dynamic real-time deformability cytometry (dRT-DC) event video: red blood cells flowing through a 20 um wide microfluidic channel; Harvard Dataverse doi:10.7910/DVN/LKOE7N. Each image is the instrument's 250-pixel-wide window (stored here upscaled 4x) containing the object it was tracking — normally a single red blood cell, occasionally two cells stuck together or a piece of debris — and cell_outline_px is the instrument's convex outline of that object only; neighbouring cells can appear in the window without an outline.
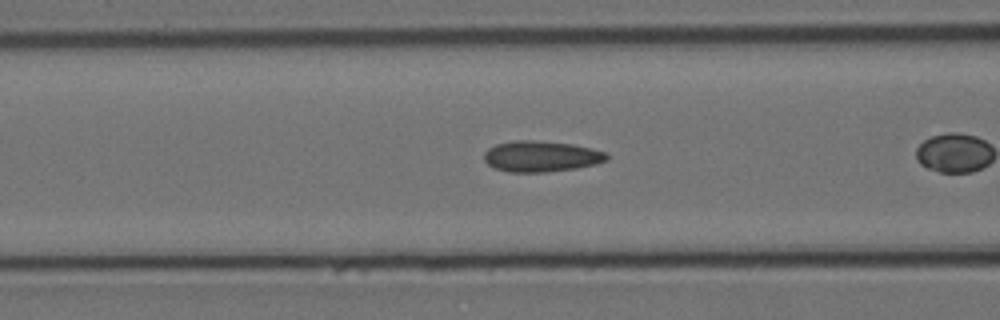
{"species": "Egyptian fruit bat (a non-hibernating species)", "species_latin": "Rousettus aegyptiacus", "temperature_condition": "cold", "stored_images_in_passage": 27, "camera_frame_rate_fps": 3000, "um_per_image_px": 0.085, "animal": {"sex": "female"}, "frame": {"image": 1, "passage_image": 5, "time_ms": 1.333, "image_size_px": [1000, 320], "cell_outline_px": [[608, 160], [596, 164], [576, 168], [548, 172], [508, 172], [496, 168], [488, 164], [484, 160], [484, 152], [488, 148], [496, 144], [512, 140], [532, 140], [572, 144], [608, 152]], "centroid_in_image_um": [46.0, 13.29], "position_along_channel_um": 120.6, "area_um2": 22.2}}
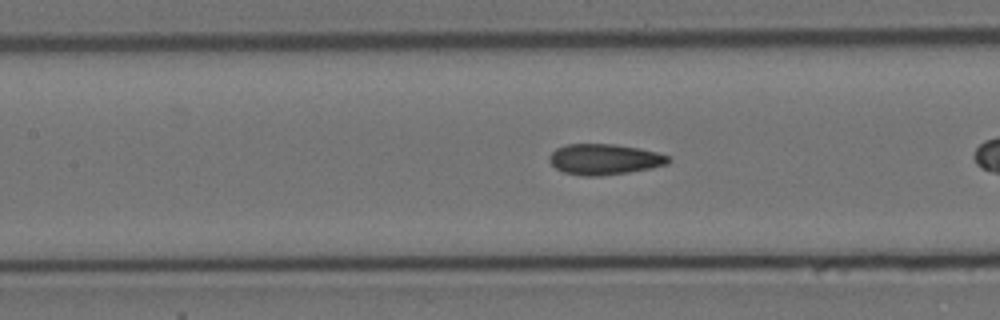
{"frame": {"image": 2, "passage_image": 8, "time_ms": 2.333, "image_size_px": [1000, 320], "cell_outline_px": [[672, 160], [668, 164], [628, 172], [600, 176], [584, 176], [564, 172], [556, 168], [548, 160], [548, 156], [556, 148], [564, 144], [612, 144], [640, 148], [656, 152], [668, 156]], "centroid_in_image_um": [51.35, 13.53], "position_along_channel_um": 156.1, "area_um2": 21.27}}